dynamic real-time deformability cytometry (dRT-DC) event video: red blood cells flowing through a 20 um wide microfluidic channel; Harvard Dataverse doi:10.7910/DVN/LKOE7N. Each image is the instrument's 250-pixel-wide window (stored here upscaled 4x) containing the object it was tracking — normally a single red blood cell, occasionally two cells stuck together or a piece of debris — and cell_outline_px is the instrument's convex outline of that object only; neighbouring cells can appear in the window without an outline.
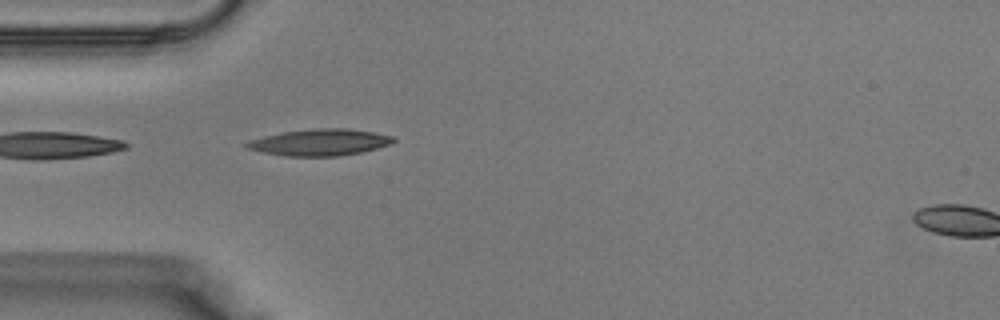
{"species": "Egyptian fruit bat (a non-hibernating species)", "species_latin": "Rousettus aegyptiacus", "temperature_condition": "warm", "stored_images_in_passage": 27, "camera_frame_rate_fps": 3000, "um_per_image_px": 0.085, "animal": {"sex": "male"}, "frame": {"image": 1, "passage_image": 1, "time_ms": 0.0, "image_size_px": [1000, 320], "cell_outline_px": [[396, 140], [392, 144], [360, 152], [340, 156], [288, 156], [264, 152], [244, 148], [244, 144], [248, 140], [264, 136], [284, 132], [312, 128], [348, 128], [396, 136]], "centroid_in_image_um": [27.2, 12.09], "position_along_channel_um": 57.8, "area_um2": 22.77}}